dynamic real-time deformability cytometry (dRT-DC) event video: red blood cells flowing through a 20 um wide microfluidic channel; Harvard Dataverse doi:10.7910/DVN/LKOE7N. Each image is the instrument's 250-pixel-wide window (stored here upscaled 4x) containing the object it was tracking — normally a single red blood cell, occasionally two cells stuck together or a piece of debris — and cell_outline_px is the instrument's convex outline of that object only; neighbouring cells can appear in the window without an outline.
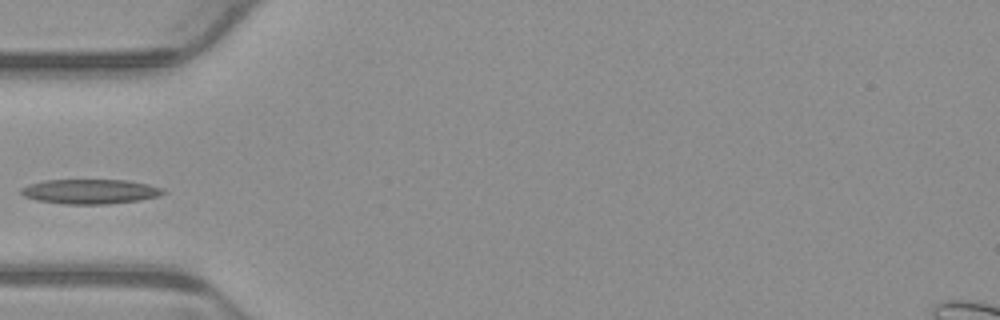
{"species": "common noctule bat (a hibernating species)", "species_latin": "Nyctalus noctula", "temperature_condition": "warm", "stored_images_in_passage": 3, "camera_frame_rate_fps": 3000, "um_per_image_px": 0.085, "animal": {"sex": "male", "body_mass_g": 23.1, "forearm_length_mm": 52.7}, "frame": {"image": 1, "passage_image": 3, "time_ms": 0.667, "image_size_px": [1000, 320], "cell_outline_px": [[168, 192], [160, 196], [140, 200], [108, 204], [64, 204], [36, 200], [24, 196], [20, 192], [20, 188], [28, 184], [44, 180], [128, 180], [148, 184], [164, 188]], "centroid_in_image_um": [7.69, 16.28], "position_along_channel_um": 77.3, "area_um2": 20.69}}